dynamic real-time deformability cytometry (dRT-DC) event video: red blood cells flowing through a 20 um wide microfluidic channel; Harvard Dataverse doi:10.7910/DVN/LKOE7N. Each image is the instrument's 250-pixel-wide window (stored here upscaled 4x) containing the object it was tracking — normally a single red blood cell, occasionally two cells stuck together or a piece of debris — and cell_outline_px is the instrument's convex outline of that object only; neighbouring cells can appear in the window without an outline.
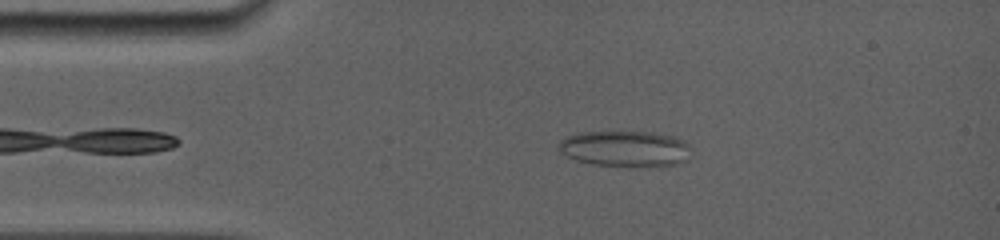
{"species": "common noctule bat (a hibernating species)", "species_latin": "Nyctalus noctula", "temperature_condition": "room temperature", "stored_images_in_passage": 45, "camera_frame_rate_fps": 5000, "um_per_image_px": 0.085, "animal": {"sex": "female", "body_mass_g": 19.0, "forearm_length_mm": 56.7}, "frame": {"image": 1, "passage_image": 8, "time_ms": 3.0, "image_size_px": [1000, 240], "cell_outline_px": [[688, 160], [680, 164], [660, 168], [640, 168], [592, 164], [576, 160], [560, 152], [560, 140], [568, 136], [580, 132], [652, 132], [672, 136], [684, 140], [688, 144]], "centroid_in_image_um": [53.2, 12.68], "position_along_channel_um": 31.8, "area_um2": 28.26}}
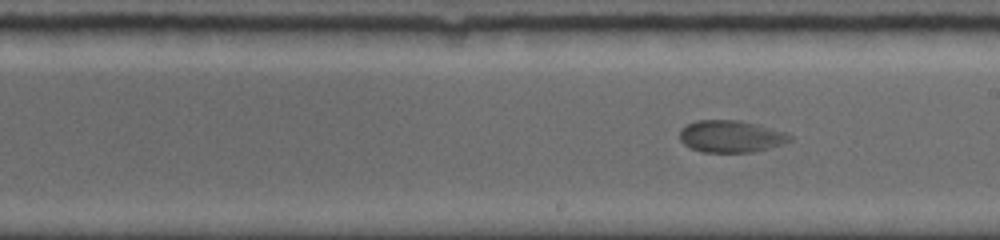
{"frame": {"image": 2, "passage_image": 25, "time_ms": 9.0, "image_size_px": [1000, 240], "cell_outline_px": [[792, 140], [768, 148], [752, 152], [700, 152], [684, 144], [680, 140], [680, 128], [696, 120], [740, 120], [756, 124], [784, 132], [792, 136]], "centroid_in_image_um": [62.09, 11.59], "position_along_channel_um": 226.9, "area_um2": 20.4}}
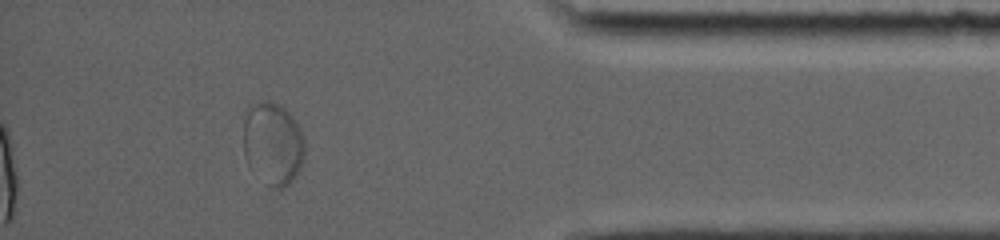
{"frame": {"image": 3, "passage_image": 40, "time_ms": 14.4, "image_size_px": [1000, 240], "cell_outline_px": [[304, 160], [300, 168], [292, 180], [284, 188], [272, 188], [248, 164], [244, 156], [244, 112], [248, 104], [260, 100], [268, 100], [284, 108], [292, 116], [300, 128], [304, 140]], "centroid_in_image_um": [23.18, 12.15], "position_along_channel_um": 412.0, "area_um2": 29.71}}